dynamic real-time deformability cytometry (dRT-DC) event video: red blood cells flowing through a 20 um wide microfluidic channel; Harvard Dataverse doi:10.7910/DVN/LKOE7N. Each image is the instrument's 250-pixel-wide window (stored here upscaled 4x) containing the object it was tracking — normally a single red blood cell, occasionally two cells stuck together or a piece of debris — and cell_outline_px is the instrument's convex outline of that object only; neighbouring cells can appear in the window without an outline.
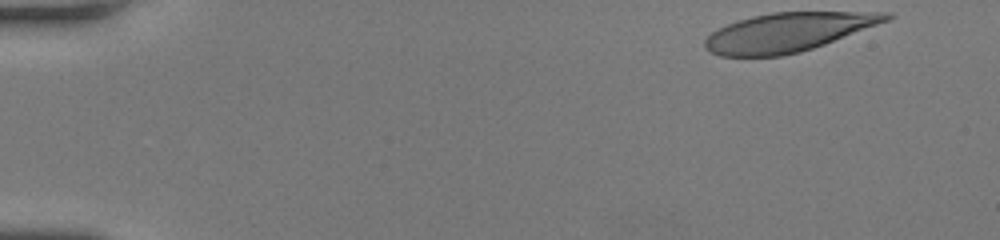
{"species": "human", "species_latin": "Homo sapiens", "temperature_condition": "room temperature", "stored_images_in_passage": 46, "camera_frame_rate_fps": 3000, "um_per_image_px": 0.085, "donor": {"sex": "female"}, "frame": {"image": 1, "passage_image": 1, "time_ms": 0.0, "image_size_px": [1000, 240], "cell_outline_px": [[896, 16], [888, 20], [824, 44], [800, 52], [780, 56], [720, 56], [704, 48], [704, 40], [712, 32], [728, 24], [752, 16], [772, 12], [892, 12]], "centroid_in_image_um": [66.98, 2.73], "position_along_channel_um": 18.0, "area_um2": 40.63}}
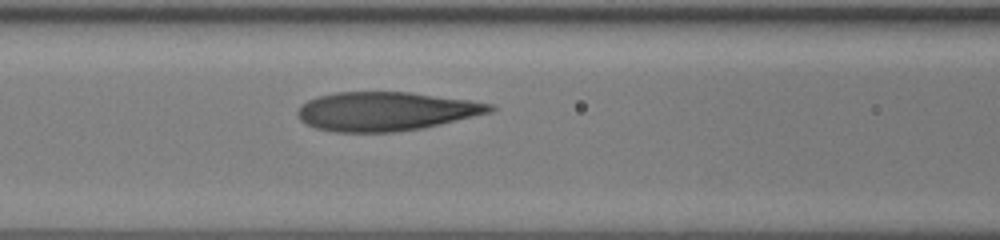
{"frame": {"image": 2, "passage_image": 19, "time_ms": 6.0, "image_size_px": [1000, 240], "cell_outline_px": [[496, 108], [492, 112], [424, 128], [396, 132], [336, 132], [316, 128], [300, 120], [296, 112], [300, 104], [308, 100], [320, 96], [336, 92], [408, 92], [468, 100], [492, 104]], "centroid_in_image_um": [32.78, 9.47], "position_along_channel_um": 133.8, "area_um2": 43.52}}
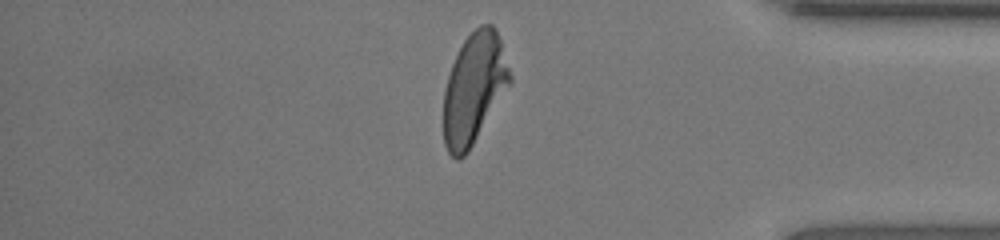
{"frame": {"image": 3, "passage_image": 39, "time_ms": 12.667, "image_size_px": [1000, 240], "cell_outline_px": [[512, 80], [468, 152], [460, 160], [456, 160], [448, 152], [444, 144], [444, 92], [448, 76], [452, 64], [464, 40], [480, 24], [492, 24], [496, 28], [512, 76]], "centroid_in_image_um": [40.28, 7.53], "position_along_channel_um": 394.9, "area_um2": 42.31}, "authors_computed_cell_mechanics": {"area_um2": 42.7142, "velocity_mm_per_s": 4.2397, "shape_relaxation_time_tau1_ms": 6.2414, "shape_relaxation_time_tau2_ms": 1.4912, "deformation_change_tau1": 0.2257, "deformation_change_tau2": 0.0785}}